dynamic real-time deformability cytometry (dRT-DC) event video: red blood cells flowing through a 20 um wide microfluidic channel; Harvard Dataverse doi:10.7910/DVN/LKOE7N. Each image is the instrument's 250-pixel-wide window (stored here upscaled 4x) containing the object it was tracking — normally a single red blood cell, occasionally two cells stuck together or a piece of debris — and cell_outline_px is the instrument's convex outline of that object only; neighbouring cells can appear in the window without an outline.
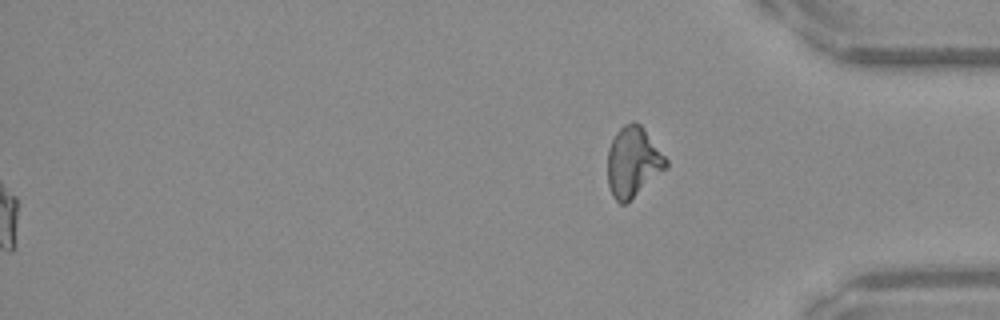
{"species": "Egyptian fruit bat (a non-hibernating species)", "species_latin": "Rousettus aegyptiacus", "temperature_condition": "warm", "stored_images_in_passage": 52, "segment_of_instrument_passage": [2, 2], "camera_frame_rate_fps": 3000, "um_per_image_px": 0.085, "frame": {"image": 1, "passage_image": 52, "time_ms": 17.0, "image_size_px": [1000, 320], "cell_outline_px": [[668, 168], [624, 204], [620, 204], [612, 196], [608, 184], [608, 148], [616, 132], [624, 124], [632, 120], [640, 124], [644, 128], [668, 160]], "centroid_in_image_um": [53.81, 13.74], "position_along_channel_um": 381.4, "area_um2": 23.87}}